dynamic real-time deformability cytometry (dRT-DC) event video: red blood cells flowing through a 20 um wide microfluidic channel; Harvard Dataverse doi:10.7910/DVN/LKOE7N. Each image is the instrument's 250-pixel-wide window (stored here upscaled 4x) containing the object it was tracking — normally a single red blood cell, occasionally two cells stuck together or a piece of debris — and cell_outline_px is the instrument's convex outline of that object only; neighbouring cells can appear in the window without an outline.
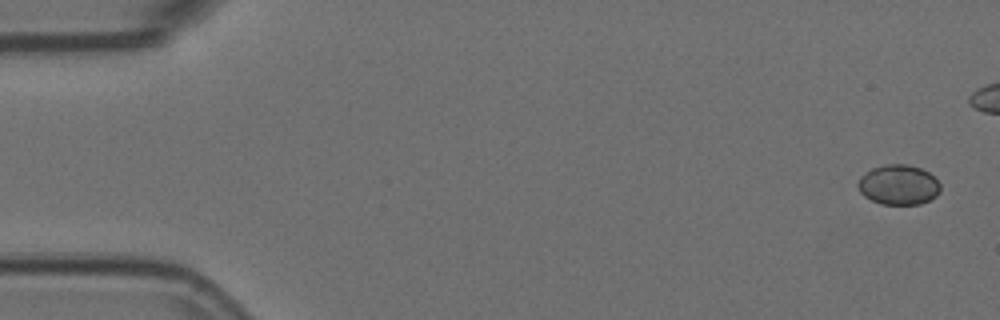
{"species": "Egyptian fruit bat (a non-hibernating species)", "species_latin": "Rousettus aegyptiacus", "temperature_condition": "room temperature", "stored_images_in_passage": 6, "camera_frame_rate_fps": 3000, "um_per_image_px": 0.085, "animal": {"sex": "female"}, "frame": {"image": 1, "passage_image": 1, "time_ms": 0.0, "image_size_px": [1000, 320], "cell_outline_px": [[940, 192], [936, 196], [920, 204], [880, 204], [864, 196], [860, 192], [856, 184], [860, 176], [872, 168], [888, 164], [908, 164], [920, 168], [928, 172], [940, 184]], "centroid_in_image_um": [76.35, 15.71], "position_along_channel_um": 8.6, "area_um2": 19.19}}